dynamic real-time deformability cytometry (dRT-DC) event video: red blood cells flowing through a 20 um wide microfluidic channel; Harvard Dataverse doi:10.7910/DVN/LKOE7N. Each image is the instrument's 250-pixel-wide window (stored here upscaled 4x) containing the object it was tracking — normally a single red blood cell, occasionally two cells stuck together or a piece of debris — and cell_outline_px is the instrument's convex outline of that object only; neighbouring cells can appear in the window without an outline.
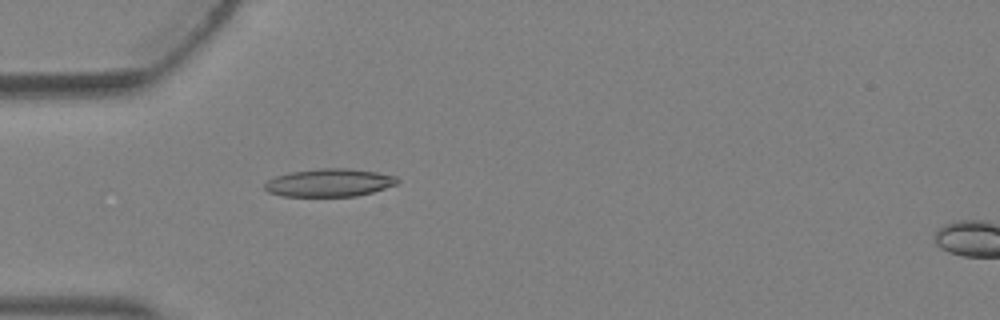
{"species": "Egyptian fruit bat (a non-hibernating species)", "species_latin": "Rousettus aegyptiacus", "temperature_condition": "warm", "stored_images_in_passage": 2, "segment_of_instrument_passage": [1, 2], "camera_frame_rate_fps": 3000, "um_per_image_px": 0.085, "animal": {"sex": "female"}, "frame": {"image": 1, "passage_image": 1, "time_ms": 0.0, "image_size_px": [1000, 320], "cell_outline_px": [[400, 180], [396, 184], [372, 192], [356, 196], [280, 196], [268, 192], [264, 188], [264, 184], [268, 180], [276, 176], [288, 172], [320, 168], [348, 168], [376, 172], [396, 176]], "centroid_in_image_um": [27.96, 15.52], "position_along_channel_um": 57.0, "area_um2": 21.62}}